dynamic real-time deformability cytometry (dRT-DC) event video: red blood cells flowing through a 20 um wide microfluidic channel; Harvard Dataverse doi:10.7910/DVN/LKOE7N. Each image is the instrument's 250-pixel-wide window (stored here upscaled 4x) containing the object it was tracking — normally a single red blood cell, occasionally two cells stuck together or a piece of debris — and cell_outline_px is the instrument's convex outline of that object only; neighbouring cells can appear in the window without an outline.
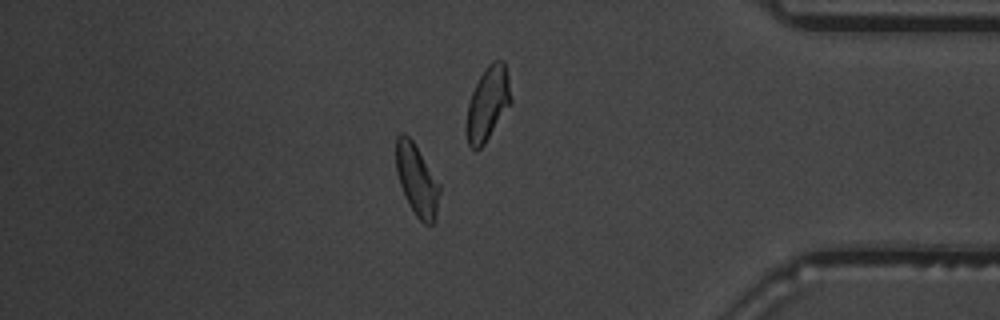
{"species": "common noctule bat (a hibernating species)", "species_latin": "Nyctalus noctula", "temperature_condition": "warm", "stored_images_in_passage": 56, "camera_frame_rate_fps": 3000, "um_per_image_px": 0.085, "animal": {"sex": "male", "body_mass_g": 19.5, "forearm_length_mm": 54.6}, "frame": {"image": 1, "passage_image": 48, "time_ms": 15.667, "image_size_px": [1000, 320], "cell_outline_px": [[440, 192], [436, 220], [432, 224], [424, 224], [416, 216], [408, 204], [404, 196], [396, 172], [396, 136], [400, 132], [404, 132], [412, 140], [440, 184]], "centroid_in_image_um": [35.43, 15.32], "position_along_channel_um": 399.8, "area_um2": 18.26}, "authors_computed_cell_mechanics": {"area_um2": 18.9006, "velocity_mm_per_s": 3.7351, "shape_relaxation_time_tau1_ms": 6.8133, "shape_relaxation_time_tau2_ms": 1.9502, "deformation_change_tau1": 0.1768, "deformation_change_tau2": 0.0884}}